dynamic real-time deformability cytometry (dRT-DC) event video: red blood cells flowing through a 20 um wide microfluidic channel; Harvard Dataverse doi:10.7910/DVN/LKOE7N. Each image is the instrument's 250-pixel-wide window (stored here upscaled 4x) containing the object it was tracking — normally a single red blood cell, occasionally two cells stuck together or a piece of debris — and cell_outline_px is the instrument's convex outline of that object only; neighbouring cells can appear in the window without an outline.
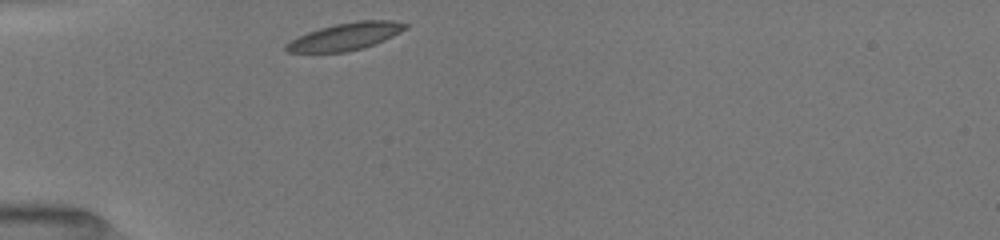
{"species": "common noctule bat (a hibernating species)", "species_latin": "Nyctalus noctula", "temperature_condition": "room temperature", "stored_images_in_passage": 30, "camera_frame_rate_fps": 3000, "um_per_image_px": 0.085, "animal": {"sex": "female", "body_mass_g": 19.5, "forearm_length_mm": 54.1}, "frame": {"image": 1, "passage_image": 1, "time_ms": 0.0, "image_size_px": [1000, 240], "cell_outline_px": [[408, 28], [384, 40], [364, 48], [348, 52], [288, 52], [284, 48], [284, 44], [308, 32], [320, 28], [336, 24], [356, 20], [392, 20], [408, 24]], "centroid_in_image_um": [29.39, 3.1], "position_along_channel_um": 55.6, "area_um2": 18.9}}
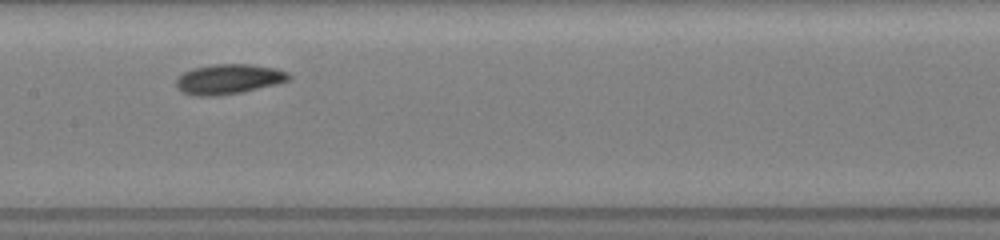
{"frame": {"image": 2, "passage_image": 12, "time_ms": 3.667, "image_size_px": [1000, 240], "cell_outline_px": [[292, 76], [288, 80], [276, 84], [240, 92], [216, 96], [192, 96], [180, 92], [176, 88], [176, 76], [192, 68], [212, 64], [252, 64], [276, 68], [288, 72]], "centroid_in_image_um": [19.38, 6.72], "position_along_channel_um": 188.0, "area_um2": 19.94}}
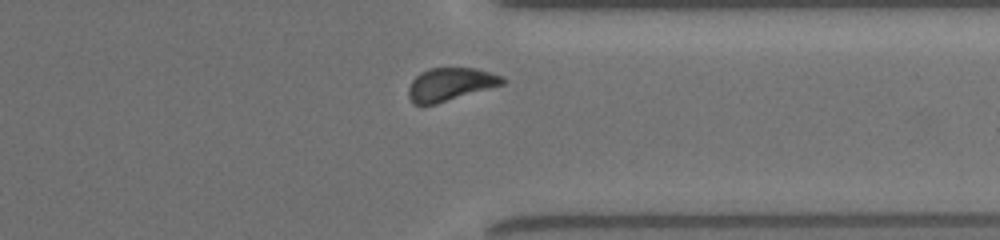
{"frame": {"image": 3, "passage_image": 26, "time_ms": 8.333, "image_size_px": [1000, 240], "cell_outline_px": [[508, 80], [504, 84], [436, 104], [412, 104], [408, 96], [408, 88], [412, 80], [420, 72], [428, 68], [476, 68], [492, 72], [504, 76]], "centroid_in_image_um": [38.3, 7.15], "position_along_channel_um": 373.1, "area_um2": 18.26}, "authors_computed_cell_mechanics": {"area_um2": 18.7561, "velocity_mm_per_s": 3.9797, "shape_relaxation_time_tau1_ms": 2.3165, "shape_relaxation_time_tau2_ms": 5.5264, "deformation_change_tau1": 0.0867, "deformation_change_tau2": 0.1029}}